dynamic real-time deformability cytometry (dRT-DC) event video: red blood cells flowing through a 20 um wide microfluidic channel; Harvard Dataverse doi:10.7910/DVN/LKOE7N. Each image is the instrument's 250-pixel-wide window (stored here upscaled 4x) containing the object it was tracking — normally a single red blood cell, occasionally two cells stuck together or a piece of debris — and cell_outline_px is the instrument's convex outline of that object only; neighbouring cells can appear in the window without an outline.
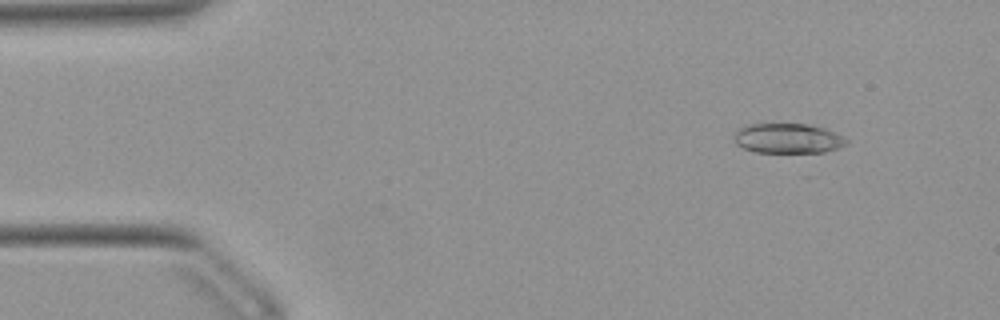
{"species": "Egyptian fruit bat (a non-hibernating species)", "species_latin": "Rousettus aegyptiacus", "temperature_condition": "warm", "stored_images_in_passage": 51, "camera_frame_rate_fps": 3000, "um_per_image_px": 0.085, "animal": {"sex": "female"}, "frame": {"image": 1, "passage_image": 5, "time_ms": 1.333, "image_size_px": [1000, 320], "cell_outline_px": [[848, 144], [840, 148], [824, 152], [756, 152], [744, 148], [736, 144], [732, 136], [740, 128], [752, 124], [808, 124], [824, 128], [844, 136], [848, 140]], "centroid_in_image_um": [67.0, 11.77], "position_along_channel_um": 18.0, "area_um2": 19.59}}
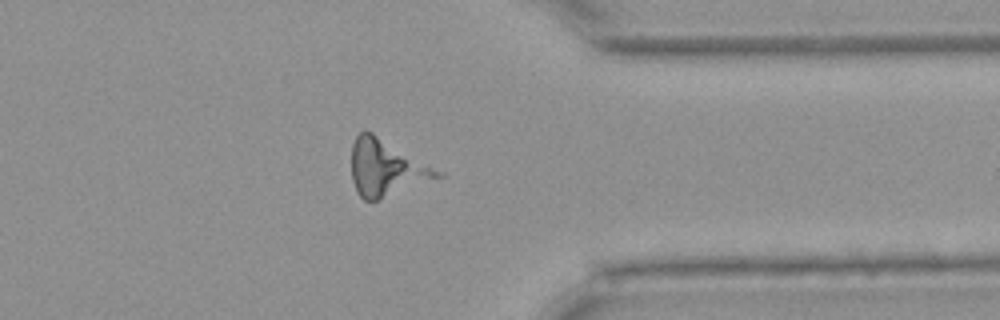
{"frame": {"image": 2, "passage_image": 40, "time_ms": 13.0, "image_size_px": [1000, 320], "cell_outline_px": [[444, 176], [380, 200], [364, 200], [360, 196], [352, 180], [352, 144], [356, 136], [364, 128], [372, 132], [444, 172]], "centroid_in_image_um": [32.85, 14.27], "position_along_channel_um": 378.5, "area_um2": 28.38}}
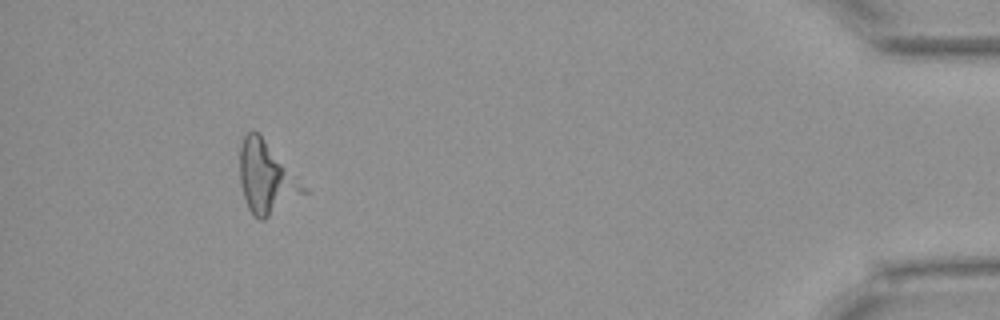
{"frame": {"image": 3, "passage_image": 47, "time_ms": 15.333, "image_size_px": [1000, 320], "cell_outline_px": [[284, 168], [280, 188], [268, 216], [264, 220], [260, 220], [248, 208], [240, 184], [240, 148], [244, 136], [248, 132], [260, 132]], "centroid_in_image_um": [22.05, 14.82], "position_along_channel_um": 413.2, "area_um2": 19.77}}